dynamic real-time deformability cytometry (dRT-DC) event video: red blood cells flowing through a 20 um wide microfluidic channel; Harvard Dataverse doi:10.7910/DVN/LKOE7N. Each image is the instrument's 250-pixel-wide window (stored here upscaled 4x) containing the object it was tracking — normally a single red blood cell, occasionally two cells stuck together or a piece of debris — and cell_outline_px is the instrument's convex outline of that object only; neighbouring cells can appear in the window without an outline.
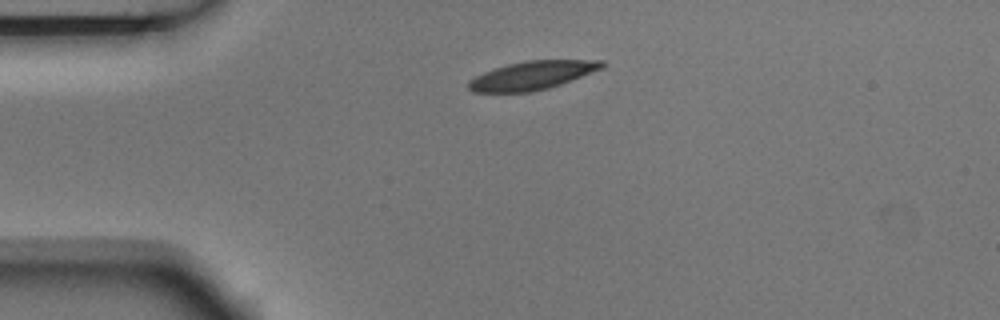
{"species": "Egyptian fruit bat (a non-hibernating species)", "species_latin": "Rousettus aegyptiacus", "temperature_condition": "room temperature", "stored_images_in_passage": 2, "camera_frame_rate_fps": 3000, "um_per_image_px": 0.085, "animal": {"sex": "male"}, "frame": {"image": 1, "passage_image": 1, "time_ms": 0.0, "image_size_px": [1000, 320], "cell_outline_px": [[604, 68], [560, 84], [548, 88], [532, 92], [472, 92], [468, 88], [468, 84], [476, 76], [484, 72], [508, 64], [528, 60], [604, 60]], "centroid_in_image_um": [45.27, 6.41], "position_along_channel_um": 39.7, "area_um2": 21.91}}